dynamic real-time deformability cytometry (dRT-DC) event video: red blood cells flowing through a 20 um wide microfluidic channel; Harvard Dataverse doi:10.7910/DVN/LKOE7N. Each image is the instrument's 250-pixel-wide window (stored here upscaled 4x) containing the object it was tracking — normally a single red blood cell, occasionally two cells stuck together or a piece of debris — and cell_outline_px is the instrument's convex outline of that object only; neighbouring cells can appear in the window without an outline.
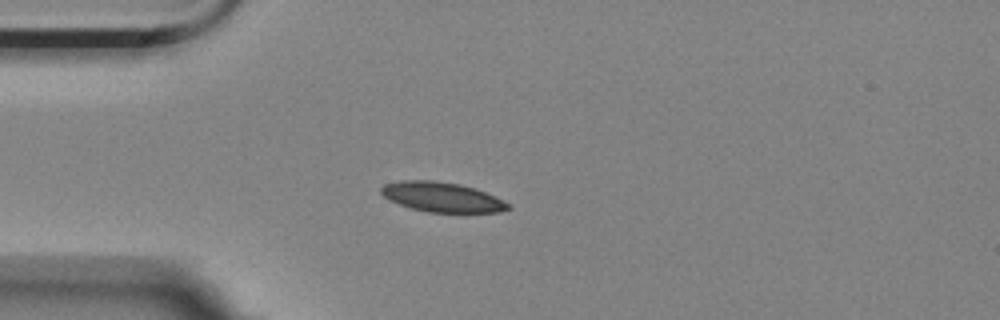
{"species": "Egyptian fruit bat (a non-hibernating species)", "species_latin": "Rousettus aegyptiacus", "temperature_condition": "room temperature", "stored_images_in_passage": 10, "camera_frame_rate_fps": 3000, "um_per_image_px": 0.085, "animal": {"sex": "female"}, "frame": {"image": 1, "passage_image": 1, "time_ms": 0.0, "image_size_px": [1000, 320], "cell_outline_px": [[512, 208], [500, 212], [428, 212], [412, 208], [400, 204], [384, 196], [380, 192], [380, 188], [384, 184], [400, 180], [432, 180], [460, 184], [476, 188], [512, 204]], "centroid_in_image_um": [37.6, 16.74], "position_along_channel_um": 47.4, "area_um2": 22.02}}
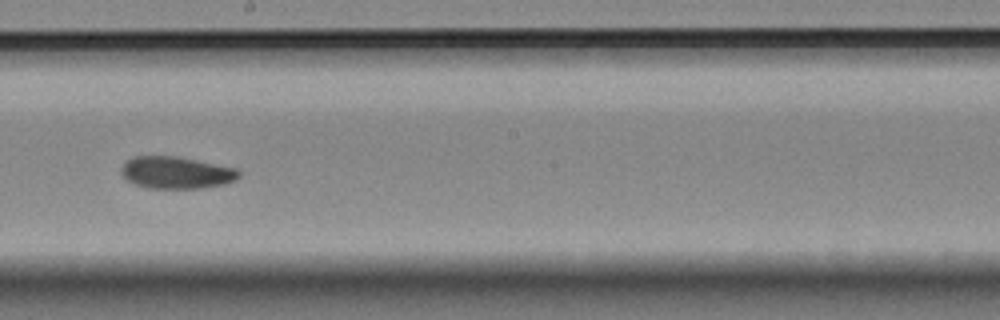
{"frame": {"image": 2, "passage_image": 6, "time_ms": 1.667, "image_size_px": [1000, 320], "cell_outline_px": [[240, 176], [236, 180], [224, 184], [200, 188], [148, 188], [136, 184], [128, 180], [120, 172], [120, 168], [128, 160], [136, 156], [176, 156], [236, 168], [240, 172]], "centroid_in_image_um": [15.0, 14.67], "position_along_channel_um": 233.2, "area_um2": 21.79}}
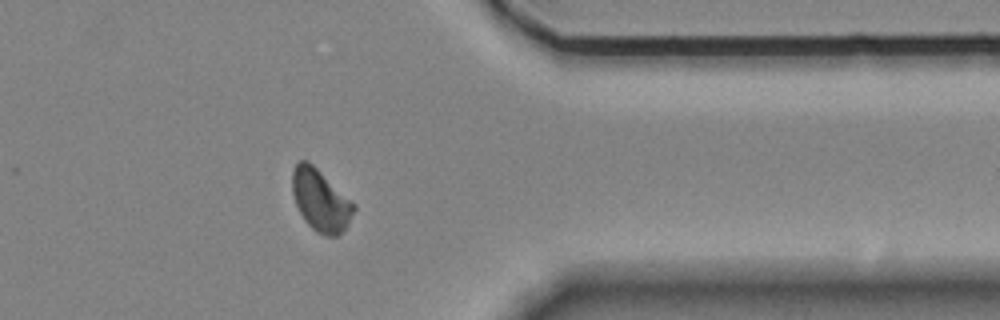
{"frame": {"image": 3, "passage_image": 10, "time_ms": 3.0, "image_size_px": [1000, 320], "cell_outline_px": [[356, 208], [348, 224], [336, 236], [328, 236], [316, 232], [304, 220], [296, 204], [292, 192], [292, 172], [296, 164], [300, 160], [308, 160], [356, 204]], "centroid_in_image_um": [27.25, 17.01], "position_along_channel_um": 384.2, "area_um2": 22.02}}